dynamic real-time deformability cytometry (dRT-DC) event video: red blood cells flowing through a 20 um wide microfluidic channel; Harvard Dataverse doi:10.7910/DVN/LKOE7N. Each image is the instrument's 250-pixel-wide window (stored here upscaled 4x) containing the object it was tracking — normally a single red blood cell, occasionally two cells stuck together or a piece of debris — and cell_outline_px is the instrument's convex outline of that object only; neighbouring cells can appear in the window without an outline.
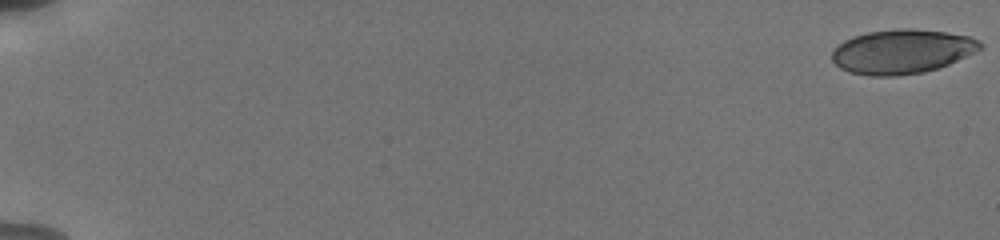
{"species": "human", "species_latin": "Homo sapiens", "temperature_condition": "cold", "stored_images_in_passage": 56, "camera_frame_rate_fps": 3000, "um_per_image_px": 0.085, "donor": {"sex": "male"}, "frame": {"image": 1, "passage_image": 1, "time_ms": 0.0, "image_size_px": [1000, 240], "cell_outline_px": [[984, 48], [976, 52], [948, 64], [924, 72], [896, 76], [868, 76], [848, 72], [840, 68], [832, 60], [832, 52], [844, 40], [852, 36], [868, 32], [896, 28], [912, 28], [944, 32], [972, 36], [980, 40], [984, 44]], "centroid_in_image_um": [76.7, 4.37], "position_along_channel_um": 8.3, "area_um2": 38.55}}
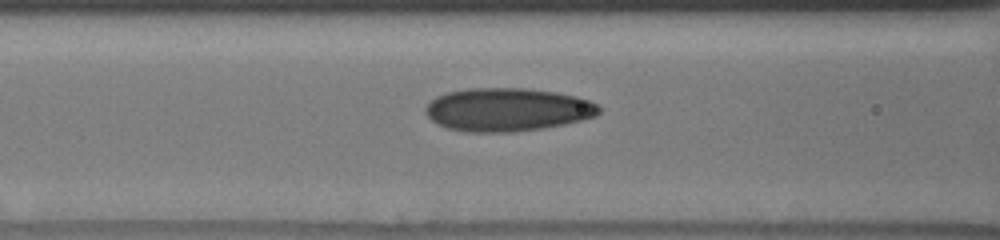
{"frame": {"image": 2, "passage_image": 26, "time_ms": 8.333, "image_size_px": [1000, 240], "cell_outline_px": [[600, 112], [596, 116], [564, 124], [544, 128], [512, 132], [468, 132], [448, 128], [436, 124], [424, 112], [424, 108], [436, 96], [448, 92], [468, 88], [524, 88], [556, 92], [576, 96], [588, 100], [596, 104], [600, 108]], "centroid_in_image_um": [43.11, 9.32], "position_along_channel_um": 123.5, "area_um2": 43.75}}
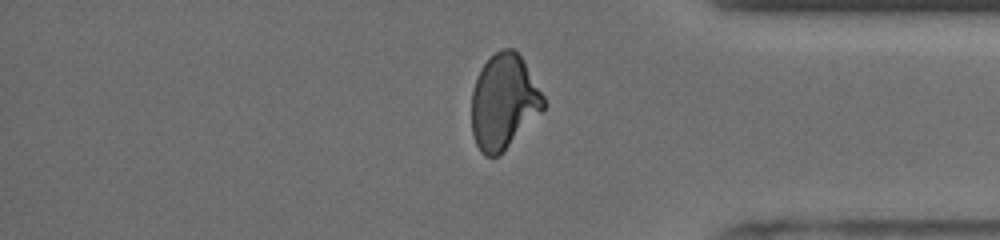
{"frame": {"image": 3, "passage_image": 48, "time_ms": 15.667, "image_size_px": [1000, 240], "cell_outline_px": [[544, 108], [500, 156], [484, 156], [480, 152], [476, 144], [472, 132], [472, 92], [476, 76], [484, 64], [496, 52], [504, 48], [512, 48], [524, 60], [544, 96]], "centroid_in_image_um": [42.8, 8.67], "position_along_channel_um": 392.4, "area_um2": 39.59}, "authors_computed_cell_mechanics": {"area_um2": 39.8531, "velocity_mm_per_s": 3.8147, "shape_relaxation_time_tau1_ms": 5.7428, "shape_relaxation_time_tau2_ms": 1.3964, "deformation_change_tau1": 0.1669, "deformation_change_tau2": 0.0761}}